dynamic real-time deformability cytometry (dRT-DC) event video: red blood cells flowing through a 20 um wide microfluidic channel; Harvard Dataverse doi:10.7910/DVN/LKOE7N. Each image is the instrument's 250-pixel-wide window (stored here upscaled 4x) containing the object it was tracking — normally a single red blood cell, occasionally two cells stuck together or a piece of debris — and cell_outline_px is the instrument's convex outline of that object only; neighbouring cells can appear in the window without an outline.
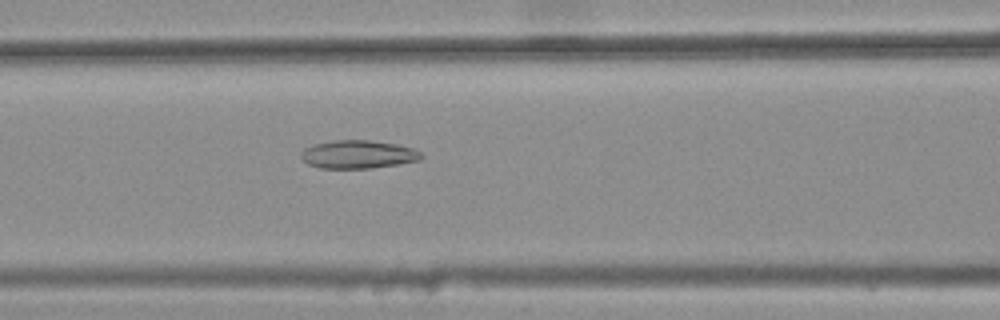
{"species": "common noctule bat (a hibernating species)", "species_latin": "Nyctalus noctula", "temperature_condition": "warm", "stored_images_in_passage": 41, "camera_frame_rate_fps": 3000, "um_per_image_px": 0.085, "animal": {"sex": "female", "body_mass_g": 25.1}, "frame": {"image": 1, "passage_image": 16, "time_ms": 5.0, "image_size_px": [1000, 320], "cell_outline_px": [[424, 156], [420, 160], [372, 168], [320, 168], [308, 164], [300, 156], [300, 152], [304, 148], [312, 144], [332, 140], [368, 140], [396, 144], [412, 148], [420, 152]], "centroid_in_image_um": [30.4, 13.11], "position_along_channel_um": 136.2, "area_um2": 19.77}}
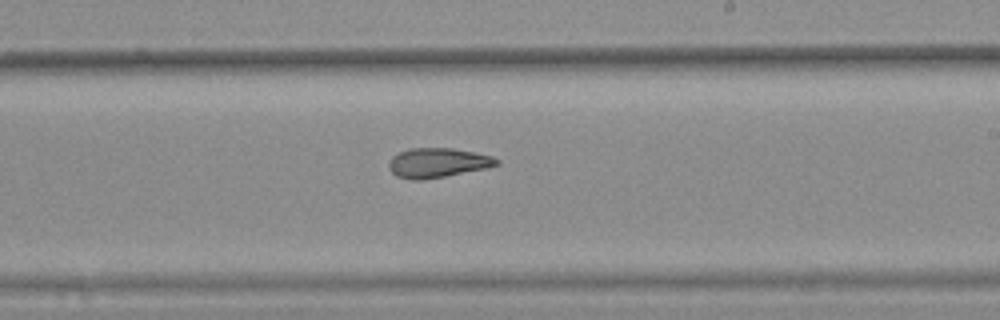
{"frame": {"image": 2, "passage_image": 25, "time_ms": 8.0, "image_size_px": [1000, 320], "cell_outline_px": [[500, 164], [488, 168], [424, 180], [412, 180], [396, 176], [388, 168], [388, 164], [392, 156], [408, 148], [452, 148], [492, 156], [500, 160]], "centroid_in_image_um": [37.2, 13.84], "position_along_channel_um": 251.8, "area_um2": 18.67}}
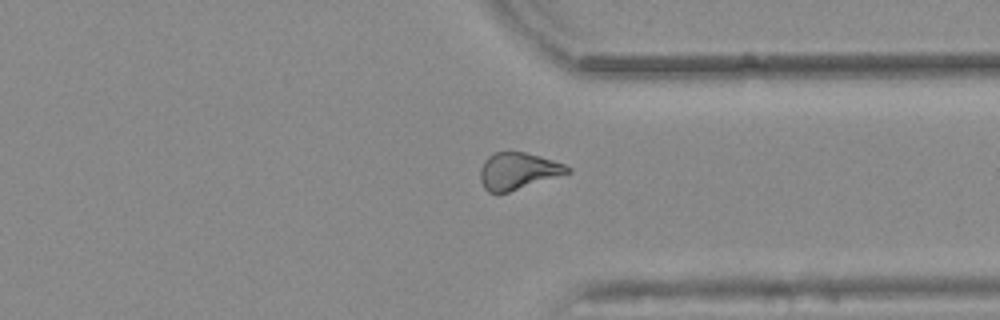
{"frame": {"image": 3, "passage_image": 34, "time_ms": 11.0, "image_size_px": [1000, 320], "cell_outline_px": [[572, 172], [508, 192], [488, 192], [484, 188], [480, 180], [480, 168], [484, 160], [492, 152], [524, 152], [540, 156], [564, 164], [572, 168]], "centroid_in_image_um": [44.02, 14.52], "position_along_channel_um": 367.4, "area_um2": 18.67}, "authors_computed_cell_mechanics": {"area_um2": 19.074, "velocity_mm_per_s": 3.8653, "shape_relaxation_time_tau1_ms": null, "shape_relaxation_time_tau2_ms": 4.3172, "deformation_change_tau1": null, "deformation_change_tau2": 0.1256}}